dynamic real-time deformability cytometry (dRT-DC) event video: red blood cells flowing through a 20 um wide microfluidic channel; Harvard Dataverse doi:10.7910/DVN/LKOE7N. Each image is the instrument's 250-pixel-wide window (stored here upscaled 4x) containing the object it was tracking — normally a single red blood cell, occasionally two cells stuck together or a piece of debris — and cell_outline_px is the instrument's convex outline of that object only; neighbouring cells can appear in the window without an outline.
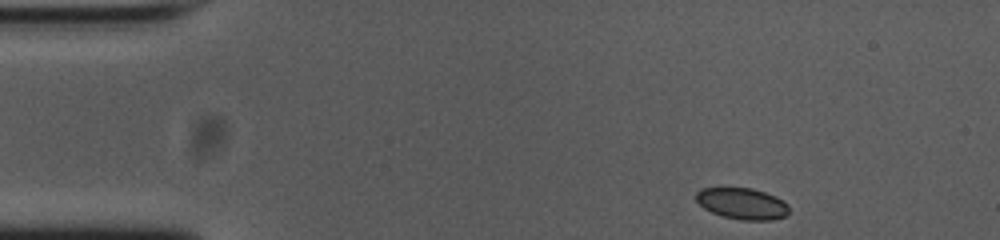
{"species": "common noctule bat (a hibernating species)", "species_latin": "Nyctalus noctula", "temperature_condition": "cold", "stored_images_in_passage": 48, "camera_frame_rate_fps": 3000, "um_per_image_px": 0.085, "animal": {"sex": "female", "body_mass_g": 23.0, "forearm_length_mm": 53.4}, "frame": {"image": 1, "passage_image": 1, "time_ms": 0.0, "image_size_px": [1000, 240], "cell_outline_px": [[788, 216], [772, 220], [740, 220], [724, 216], [712, 212], [704, 208], [696, 200], [696, 192], [700, 188], [752, 188], [776, 196], [784, 200], [788, 204]], "centroid_in_image_um": [63.12, 17.31], "position_along_channel_um": 21.9, "area_um2": 17.05}}
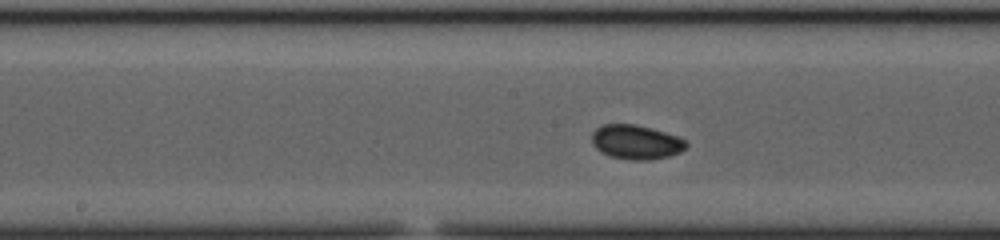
{"frame": {"image": 2, "passage_image": 21, "time_ms": 6.667, "image_size_px": [1000, 240], "cell_outline_px": [[688, 144], [680, 152], [668, 156], [648, 160], [632, 160], [612, 156], [600, 152], [592, 144], [592, 132], [600, 124], [636, 124], [652, 128], [676, 136], [684, 140]], "centroid_in_image_um": [54.02, 12.06], "position_along_channel_um": 194.2, "area_um2": 18.79}}
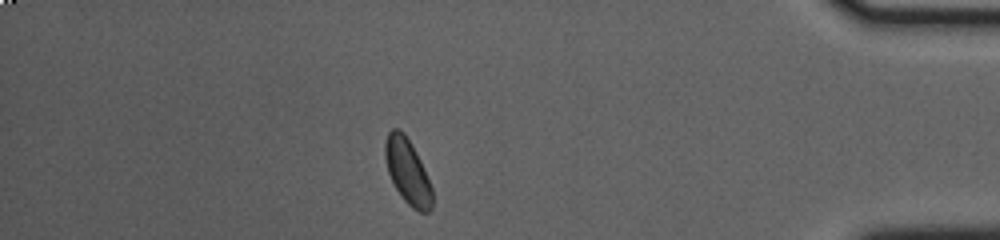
{"frame": {"image": 3, "passage_image": 41, "time_ms": 13.333, "image_size_px": [1000, 240], "cell_outline_px": [[432, 208], [428, 212], [420, 212], [412, 208], [400, 196], [388, 172], [384, 156], [384, 144], [388, 132], [392, 128], [396, 128], [404, 132], [416, 152], [420, 160], [432, 188]], "centroid_in_image_um": [34.63, 14.57], "position_along_channel_um": 400.6, "area_um2": 17.8}, "authors_computed_cell_mechanics": {"area_um2": 17.6579, "velocity_mm_per_s": 3.7357, "shape_relaxation_time_tau1_ms": 5.91, "shape_relaxation_time_tau2_ms": 1.7957, "deformation_change_tau1": 0.1343, "deformation_change_tau2": 0.0313}}